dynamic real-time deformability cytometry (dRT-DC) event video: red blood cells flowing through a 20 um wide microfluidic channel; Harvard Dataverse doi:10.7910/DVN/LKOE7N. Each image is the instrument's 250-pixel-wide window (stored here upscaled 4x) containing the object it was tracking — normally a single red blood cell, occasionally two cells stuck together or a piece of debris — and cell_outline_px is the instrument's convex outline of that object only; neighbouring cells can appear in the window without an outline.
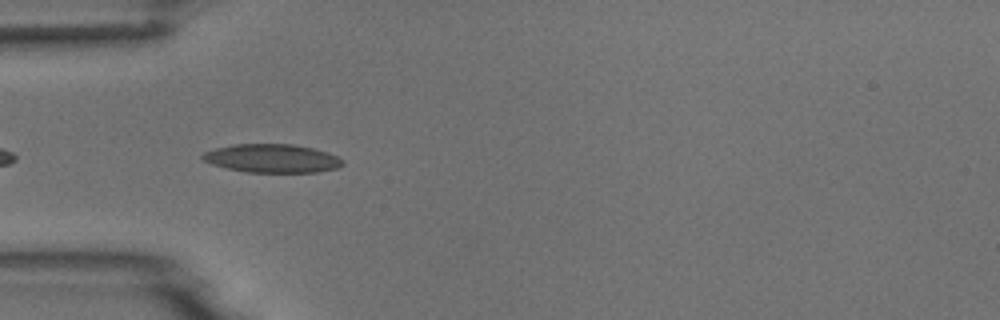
{"species": "common noctule bat (a hibernating species)", "species_latin": "Nyctalus noctula", "temperature_condition": "room temperature", "stored_images_in_passage": 6, "camera_frame_rate_fps": 3000, "um_per_image_px": 0.085, "animal": {"sex": "male", "body_mass_g": 18.8}, "frame": {"image": 1, "passage_image": 5, "time_ms": 5.333, "image_size_px": [1000, 320], "cell_outline_px": [[344, 164], [340, 168], [320, 172], [244, 172], [212, 164], [204, 160], [200, 156], [204, 152], [216, 148], [232, 144], [292, 144], [312, 148], [328, 152], [344, 160]], "centroid_in_image_um": [23.16, 13.46], "position_along_channel_um": 61.8, "area_um2": 23.35}}
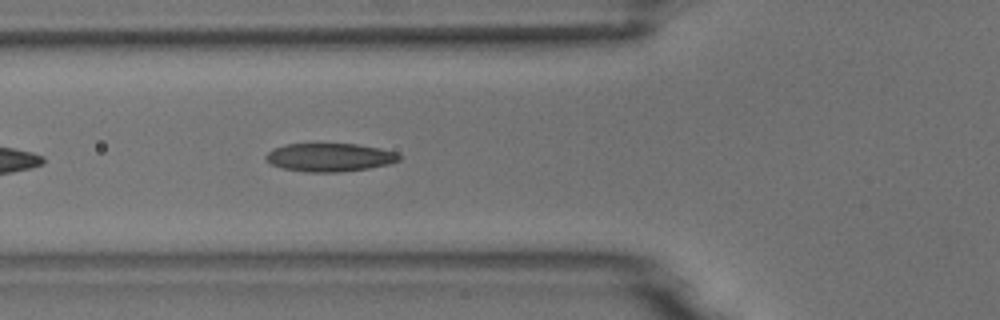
{"frame": {"image": 2, "passage_image": 6, "time_ms": 6.333, "image_size_px": [1000, 320], "cell_outline_px": [[400, 160], [388, 164], [368, 168], [340, 172], [308, 172], [284, 168], [272, 164], [264, 156], [272, 148], [284, 144], [356, 144], [380, 148], [396, 152], [400, 156]], "centroid_in_image_um": [28.02, 13.37], "position_along_channel_um": 97.8, "area_um2": 21.85}}